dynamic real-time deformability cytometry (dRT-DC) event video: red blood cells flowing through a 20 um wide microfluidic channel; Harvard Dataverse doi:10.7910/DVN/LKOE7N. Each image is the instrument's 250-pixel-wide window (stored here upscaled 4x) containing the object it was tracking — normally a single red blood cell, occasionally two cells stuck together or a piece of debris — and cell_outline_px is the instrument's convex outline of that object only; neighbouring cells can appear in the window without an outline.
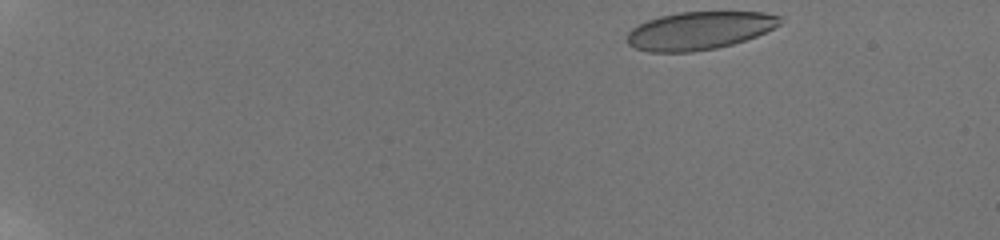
{"species": "human", "species_latin": "Homo sapiens", "temperature_condition": "room temperature", "stored_images_in_passage": 41, "camera_frame_rate_fps": 3000, "um_per_image_px": 0.085, "donor": {"sex": "male"}, "frame": {"image": 1, "passage_image": 1, "time_ms": 0.0, "image_size_px": [1000, 240], "cell_outline_px": [[784, 20], [780, 24], [756, 36], [732, 44], [716, 48], [692, 52], [648, 52], [636, 48], [628, 44], [628, 32], [632, 28], [648, 20], [660, 16], [680, 12], [764, 12], [784, 16]], "centroid_in_image_um": [59.47, 2.6], "position_along_channel_um": 25.5, "area_um2": 33.76}}
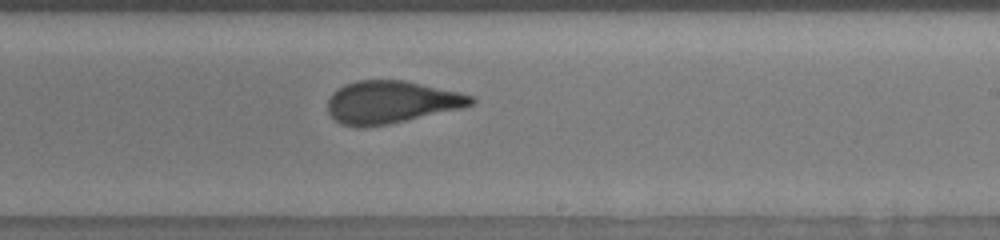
{"frame": {"image": 2, "passage_image": 28, "time_ms": 10.0, "image_size_px": [1000, 240], "cell_outline_px": [[476, 100], [472, 104], [464, 108], [388, 124], [364, 128], [356, 128], [340, 124], [328, 112], [328, 100], [332, 92], [336, 88], [344, 84], [356, 80], [404, 80], [460, 92], [472, 96]], "centroid_in_image_um": [33.23, 8.68], "position_along_channel_um": 255.8, "area_um2": 35.84}}
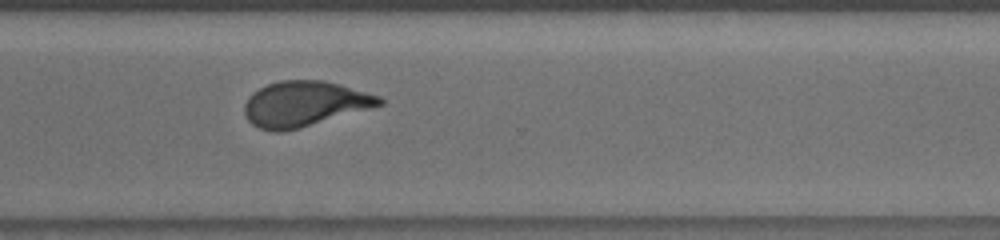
{"frame": {"image": 3, "passage_image": 34, "time_ms": 12.333, "image_size_px": [1000, 240], "cell_outline_px": [[384, 104], [300, 128], [280, 132], [272, 132], [260, 128], [252, 124], [248, 120], [244, 112], [244, 104], [248, 96], [252, 92], [268, 84], [280, 80], [324, 80], [340, 84], [380, 96], [384, 100]], "centroid_in_image_um": [25.85, 8.82], "position_along_channel_um": 344.7, "area_um2": 35.6}, "authors_computed_cell_mechanics": {"area_um2": 35.836, "velocity_mm_per_s": 3.814, "shape_relaxation_time_tau1_ms": 8.0556, "shape_relaxation_time_tau2_ms": 0.9599, "deformation_change_tau1": 0.2275, "deformation_change_tau2": 0.0839}}